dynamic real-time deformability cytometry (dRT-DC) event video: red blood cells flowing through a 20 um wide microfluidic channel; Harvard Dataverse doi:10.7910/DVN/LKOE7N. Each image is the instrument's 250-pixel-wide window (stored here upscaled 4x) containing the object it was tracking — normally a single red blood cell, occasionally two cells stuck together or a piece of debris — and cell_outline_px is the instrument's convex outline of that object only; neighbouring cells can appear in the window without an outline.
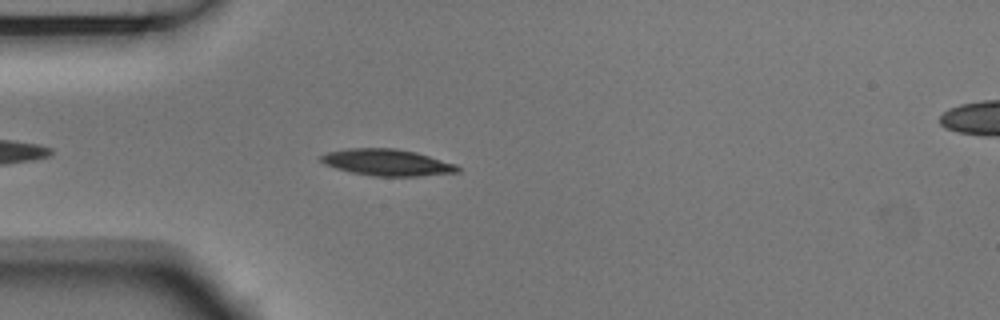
{"species": "Egyptian fruit bat (a non-hibernating species)", "species_latin": "Rousettus aegyptiacus", "temperature_condition": "room temperature", "stored_images_in_passage": 29, "camera_frame_rate_fps": 3000, "um_per_image_px": 0.085, "animal": {"sex": "male"}, "frame": {"image": 1, "passage_image": 5, "time_ms": 1.333, "image_size_px": [1000, 320], "cell_outline_px": [[460, 172], [420, 176], [372, 176], [352, 172], [336, 168], [324, 164], [320, 160], [320, 156], [328, 152], [348, 148], [396, 148], [416, 152], [456, 164], [460, 168]], "centroid_in_image_um": [32.92, 13.81], "position_along_channel_um": 52.1, "area_um2": 21.15}}
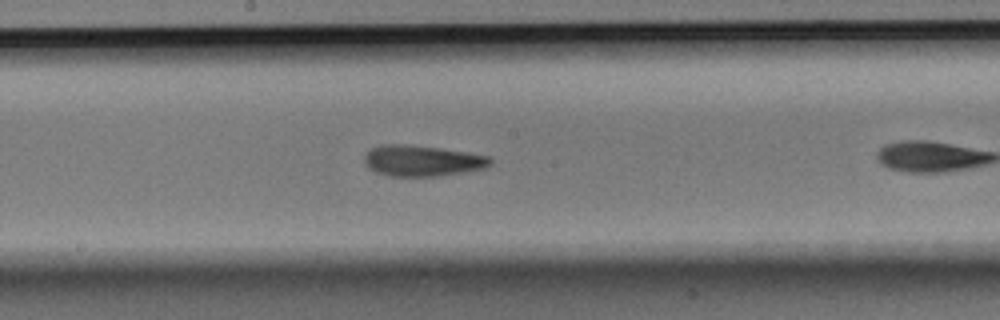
{"frame": {"image": 2, "passage_image": 15, "time_ms": 4.667, "image_size_px": [1000, 320], "cell_outline_px": [[492, 164], [484, 168], [440, 176], [388, 176], [376, 172], [368, 168], [364, 164], [364, 156], [372, 148], [384, 144], [400, 144], [440, 148], [468, 152], [488, 156], [492, 160]], "centroid_in_image_um": [35.87, 13.67], "position_along_channel_um": 212.3, "area_um2": 22.66}}
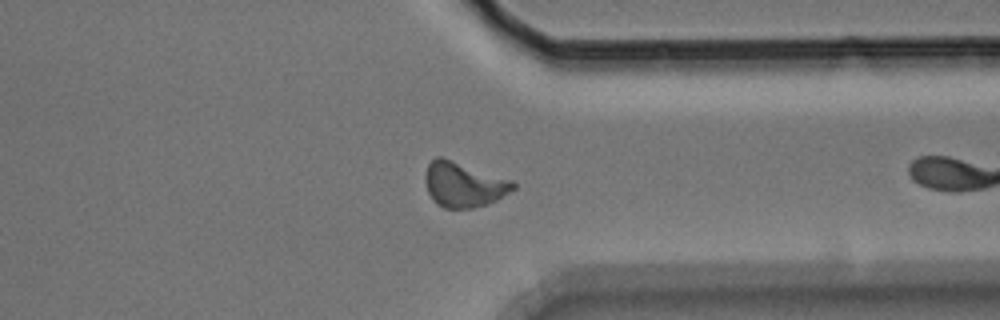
{"frame": {"image": 3, "passage_image": 28, "time_ms": 9.0, "image_size_px": [1000, 320], "cell_outline_px": [[516, 188], [496, 200], [488, 204], [472, 208], [444, 208], [436, 204], [432, 200], [428, 192], [424, 180], [424, 176], [428, 164], [436, 156], [440, 156], [512, 180], [516, 184]], "centroid_in_image_um": [39.39, 15.69], "position_along_channel_um": 372.0, "area_um2": 23.06}}